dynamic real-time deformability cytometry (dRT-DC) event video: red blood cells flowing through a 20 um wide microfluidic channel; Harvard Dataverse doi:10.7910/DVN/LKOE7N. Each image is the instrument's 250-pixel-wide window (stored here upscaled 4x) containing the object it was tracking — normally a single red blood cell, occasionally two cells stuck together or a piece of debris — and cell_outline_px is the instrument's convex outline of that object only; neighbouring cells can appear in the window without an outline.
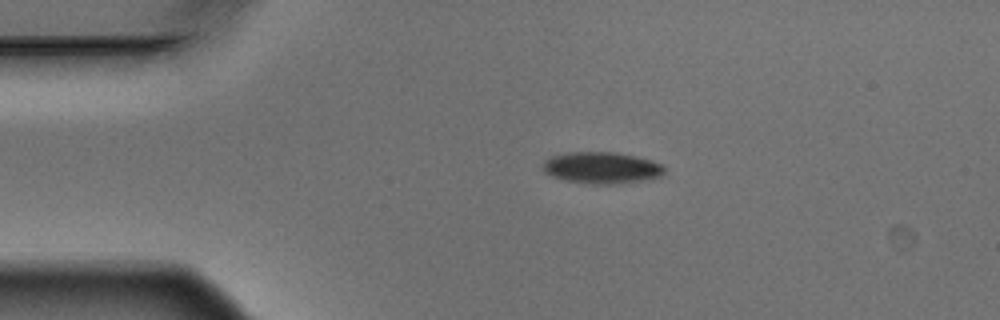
{"species": "Egyptian fruit bat (a non-hibernating species)", "species_latin": "Rousettus aegyptiacus", "temperature_condition": "warm", "stored_images_in_passage": 15, "camera_frame_rate_fps": 3000, "um_per_image_px": 0.085, "animal": {"sex": "male"}, "frame": {"image": 1, "passage_image": 4, "time_ms": 1.0, "image_size_px": [1000, 320], "cell_outline_px": [[664, 172], [660, 176], [640, 180], [612, 184], [596, 184], [568, 180], [552, 176], [544, 172], [544, 160], [552, 156], [568, 152], [612, 152], [636, 156], [652, 160], [664, 164]], "centroid_in_image_um": [51.16, 14.24], "position_along_channel_um": 33.8, "area_um2": 22.02}}
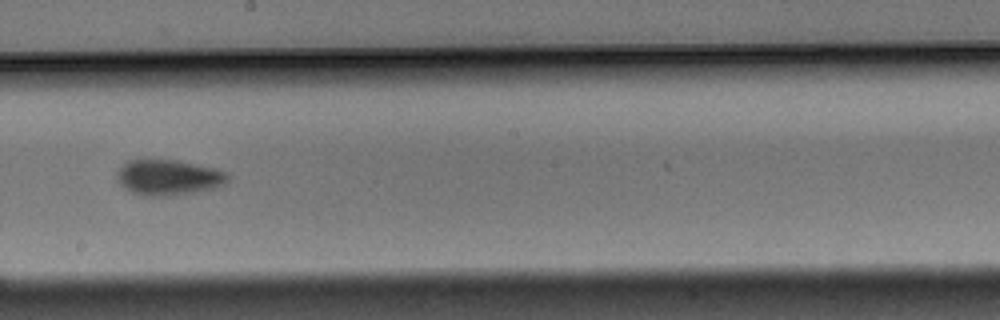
{"frame": {"image": 2, "passage_image": 9, "time_ms": 2.667, "image_size_px": [1000, 320], "cell_outline_px": [[232, 176], [224, 184], [216, 188], [196, 192], [168, 196], [140, 196], [132, 192], [120, 184], [116, 180], [116, 172], [128, 160], [176, 160], [216, 168], [228, 172]], "centroid_in_image_um": [14.35, 15.09], "position_along_channel_um": 233.8, "area_um2": 23.24}}
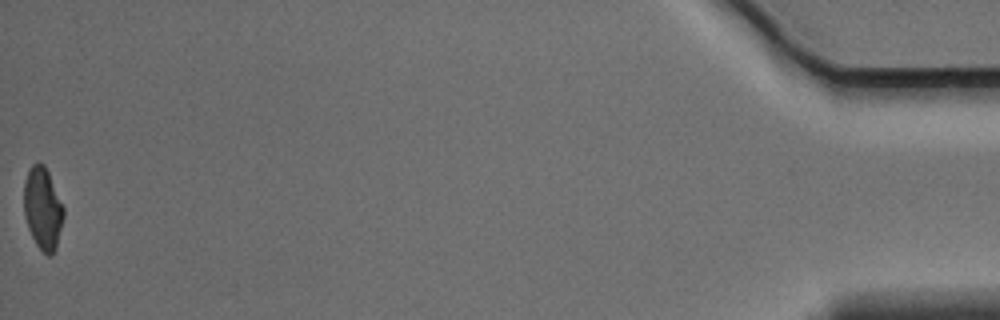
{"frame": {"image": 3, "passage_image": 15, "time_ms": 4.667, "image_size_px": [1000, 320], "cell_outline_px": [[64, 216], [56, 248], [52, 256], [48, 256], [36, 244], [28, 228], [24, 216], [24, 180], [28, 168], [36, 160], [40, 160], [44, 164], [48, 172], [64, 208]], "centroid_in_image_um": [3.62, 17.67], "position_along_channel_um": 431.6, "area_um2": 19.19}}